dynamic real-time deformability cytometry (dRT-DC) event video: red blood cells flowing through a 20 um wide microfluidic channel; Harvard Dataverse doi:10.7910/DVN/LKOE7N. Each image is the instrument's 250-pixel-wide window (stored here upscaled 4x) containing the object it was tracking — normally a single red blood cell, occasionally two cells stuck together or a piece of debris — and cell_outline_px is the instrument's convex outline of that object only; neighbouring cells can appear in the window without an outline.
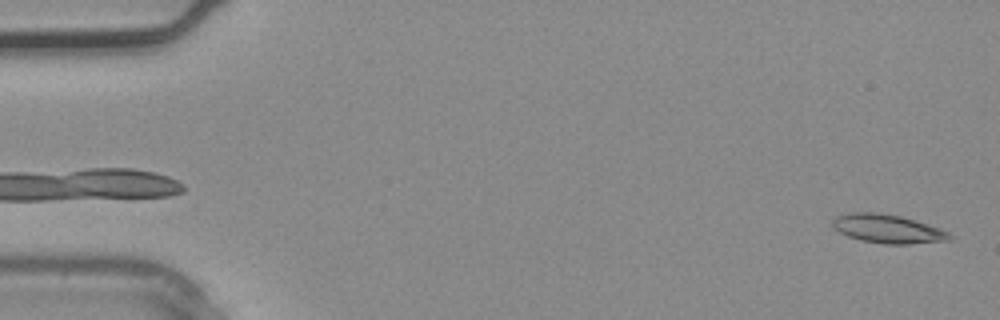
{"species": "common noctule bat (a hibernating species)", "species_latin": "Nyctalus noctula", "temperature_condition": "warm", "stored_images_in_passage": 2, "camera_frame_rate_fps": 3000, "um_per_image_px": 0.085, "animal": {"sex": "male", "body_mass_g": 20.4}, "frame": {"image": 1, "passage_image": 2, "time_ms": 0.333, "image_size_px": [1000, 320], "cell_outline_px": [[952, 240], [908, 244], [884, 244], [860, 240], [848, 236], [840, 232], [832, 224], [832, 220], [836, 216], [848, 212], [876, 212], [900, 216], [940, 228], [948, 232], [952, 236]], "centroid_in_image_um": [75.45, 19.45], "position_along_channel_um": 9.6, "area_um2": 19.48}}